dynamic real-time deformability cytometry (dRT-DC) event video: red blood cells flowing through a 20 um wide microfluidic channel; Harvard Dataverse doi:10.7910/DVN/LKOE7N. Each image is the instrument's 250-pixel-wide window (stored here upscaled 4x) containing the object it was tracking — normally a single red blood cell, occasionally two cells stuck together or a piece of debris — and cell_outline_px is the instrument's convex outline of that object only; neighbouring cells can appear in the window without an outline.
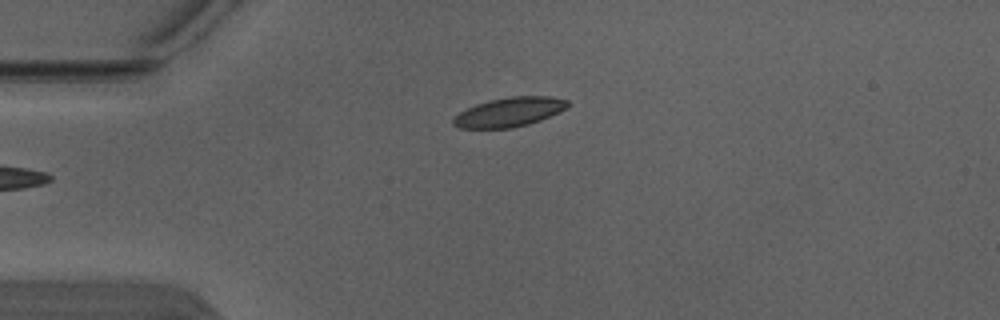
{"species": "Egyptian fruit bat (a non-hibernating species)", "species_latin": "Rousettus aegyptiacus", "temperature_condition": "warm", "stored_images_in_passage": 4, "camera_frame_rate_fps": 3000, "um_per_image_px": 0.085, "animal": {"sex": "male"}, "frame": {"image": 1, "passage_image": 4, "time_ms": 1.0, "image_size_px": [1000, 320], "cell_outline_px": [[568, 108], [560, 112], [540, 120], [528, 124], [512, 128], [460, 128], [452, 124], [452, 120], [460, 112], [476, 104], [488, 100], [512, 96], [552, 96], [568, 100]], "centroid_in_image_um": [43.32, 9.52], "position_along_channel_um": 41.7, "area_um2": 19.54}}